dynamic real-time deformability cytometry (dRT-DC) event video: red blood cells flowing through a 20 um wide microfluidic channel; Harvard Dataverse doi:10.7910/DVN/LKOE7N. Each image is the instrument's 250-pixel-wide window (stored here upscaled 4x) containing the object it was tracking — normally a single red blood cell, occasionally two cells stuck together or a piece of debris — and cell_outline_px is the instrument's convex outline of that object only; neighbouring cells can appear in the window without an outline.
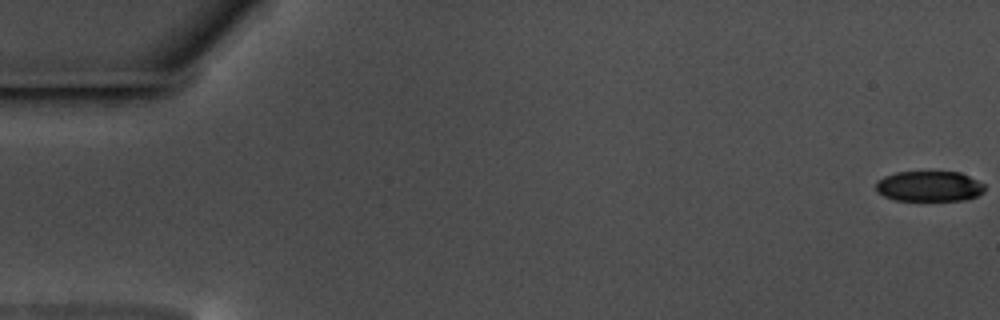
{"species": "common noctule bat (a hibernating species)", "species_latin": "Nyctalus noctula", "temperature_condition": "warm", "stored_images_in_passage": 53, "camera_frame_rate_fps": 3000, "um_per_image_px": 0.085, "animal": {"sex": "male", "body_mass_g": 17.5, "forearm_length_mm": 52.3}, "frame": {"image": 1, "passage_image": 1, "time_ms": 0.0, "image_size_px": [1000, 320], "cell_outline_px": [[984, 192], [976, 196], [964, 200], [896, 200], [884, 196], [876, 192], [876, 180], [884, 176], [896, 172], [960, 172], [984, 184]], "centroid_in_image_um": [78.95, 15.83], "position_along_channel_um": 6.1, "area_um2": 19.25}}
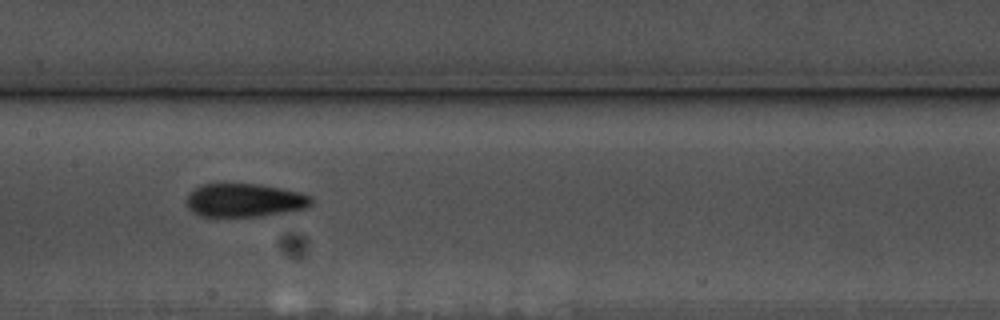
{"frame": {"image": 2, "passage_image": 30, "time_ms": 9.667, "image_size_px": [1000, 320], "cell_outline_px": [[312, 204], [304, 208], [288, 212], [260, 216], [200, 216], [192, 212], [188, 208], [188, 192], [200, 184], [224, 180], [260, 184], [300, 192], [312, 196]], "centroid_in_image_um": [20.74, 16.96], "position_along_channel_um": 186.7, "area_um2": 25.2}}
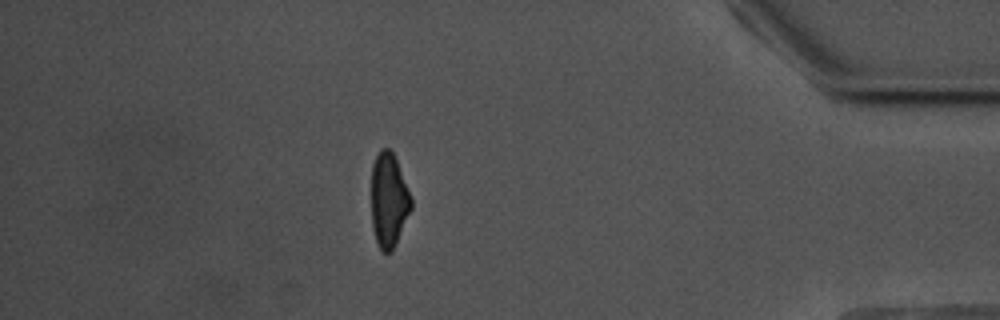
{"frame": {"image": 3, "passage_image": 52, "time_ms": 17.0, "image_size_px": [1000, 320], "cell_outline_px": [[412, 208], [392, 252], [384, 252], [380, 248], [376, 240], [372, 228], [372, 164], [380, 148], [388, 148], [392, 152], [396, 160], [412, 196]], "centroid_in_image_um": [33.05, 17.01], "position_along_channel_um": 402.1, "area_um2": 21.85}}